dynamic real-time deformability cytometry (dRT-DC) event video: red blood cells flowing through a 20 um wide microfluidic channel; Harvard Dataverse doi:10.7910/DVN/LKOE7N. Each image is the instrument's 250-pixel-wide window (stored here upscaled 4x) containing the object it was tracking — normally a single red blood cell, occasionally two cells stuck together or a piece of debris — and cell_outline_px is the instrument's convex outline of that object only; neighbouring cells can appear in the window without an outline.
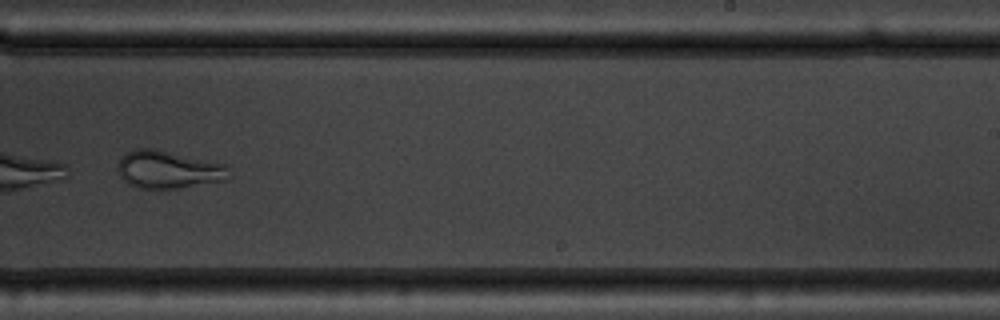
{"species": "common noctule bat (a hibernating species)", "species_latin": "Nyctalus noctula", "temperature_condition": "warm", "stored_images_in_passage": 31, "camera_frame_rate_fps": 3000, "um_per_image_px": 0.085, "animal": {"sex": "male", "body_mass_g": 19.5, "forearm_length_mm": 54.6}, "frame": {"image": 1, "passage_image": 18, "time_ms": 5.667, "image_size_px": [1000, 320], "cell_outline_px": [[228, 180], [176, 188], [140, 188], [128, 184], [120, 176], [120, 160], [128, 152], [136, 148], [156, 148], [228, 164]], "centroid_in_image_um": [14.37, 14.4], "position_along_channel_um": 274.6, "area_um2": 24.33}, "authors_computed_cell_mechanics": {"area_um2": 26.9926, "velocity_mm_per_s": 3.7524, "shape_relaxation_time_tau1_ms": 7.2373, "shape_relaxation_time_tau2_ms": 1.2526, "deformation_change_tau1": 0.1565, "deformation_change_tau2": 0.0631}}